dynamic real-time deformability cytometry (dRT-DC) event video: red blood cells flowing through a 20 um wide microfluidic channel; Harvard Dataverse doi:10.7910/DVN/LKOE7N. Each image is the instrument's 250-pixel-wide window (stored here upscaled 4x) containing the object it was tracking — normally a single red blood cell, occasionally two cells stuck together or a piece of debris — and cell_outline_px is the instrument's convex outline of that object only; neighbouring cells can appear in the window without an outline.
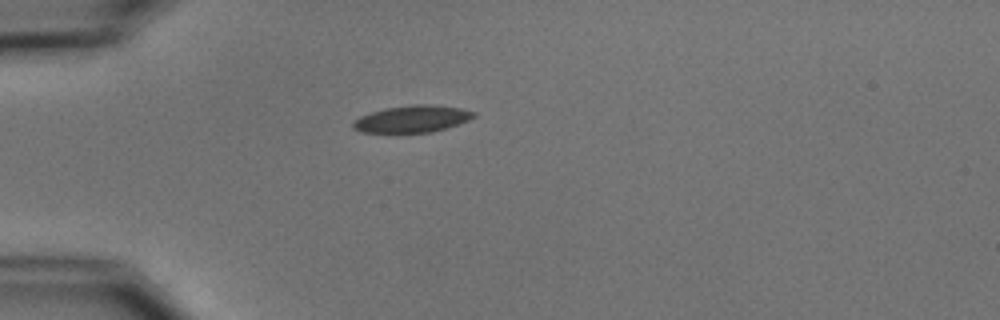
{"species": "common noctule bat (a hibernating species)", "species_latin": "Nyctalus noctula", "temperature_condition": "cold", "stored_images_in_passage": 1, "camera_frame_rate_fps": 3000, "um_per_image_px": 0.085, "animal": {"sex": "male", "body_mass_g": 15.6}, "frame": {"image": 1, "passage_image": 1, "time_ms": 0.0, "image_size_px": [1000, 320], "cell_outline_px": [[476, 116], [468, 120], [432, 132], [396, 136], [364, 132], [352, 128], [352, 124], [360, 116], [384, 108], [412, 104], [432, 104], [460, 108], [476, 112]], "centroid_in_image_um": [34.98, 10.15], "position_along_channel_um": 50.0, "area_um2": 19.71}}